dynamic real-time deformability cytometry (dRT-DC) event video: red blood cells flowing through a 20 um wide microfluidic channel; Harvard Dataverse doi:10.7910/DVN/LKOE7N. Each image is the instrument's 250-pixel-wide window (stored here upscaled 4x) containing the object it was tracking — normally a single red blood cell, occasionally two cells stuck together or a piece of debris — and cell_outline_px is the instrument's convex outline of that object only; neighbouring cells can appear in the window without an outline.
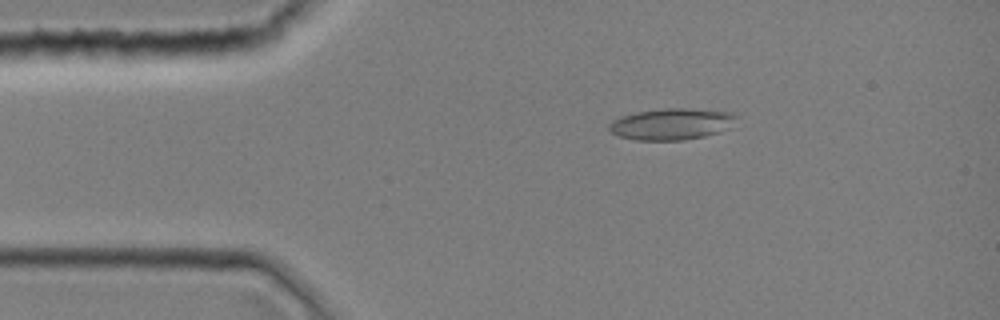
{"species": "common noctule bat (a hibernating species)", "species_latin": "Nyctalus noctula", "temperature_condition": "room temperature", "stored_images_in_passage": 2, "camera_frame_rate_fps": 3000, "um_per_image_px": 0.085, "animal": {"sex": "female", "body_mass_g": 19.0, "forearm_length_mm": 51.5}, "frame": {"image": 1, "passage_image": 1, "time_ms": 0.0, "image_size_px": [1000, 320], "cell_outline_px": [[736, 116], [728, 128], [720, 132], [704, 136], [684, 140], [636, 140], [620, 136], [612, 132], [608, 128], [608, 124], [612, 120], [620, 116], [636, 112], [664, 108], [684, 108], [736, 112]], "centroid_in_image_um": [57.06, 10.53], "position_along_channel_um": 27.9, "area_um2": 23.29}}